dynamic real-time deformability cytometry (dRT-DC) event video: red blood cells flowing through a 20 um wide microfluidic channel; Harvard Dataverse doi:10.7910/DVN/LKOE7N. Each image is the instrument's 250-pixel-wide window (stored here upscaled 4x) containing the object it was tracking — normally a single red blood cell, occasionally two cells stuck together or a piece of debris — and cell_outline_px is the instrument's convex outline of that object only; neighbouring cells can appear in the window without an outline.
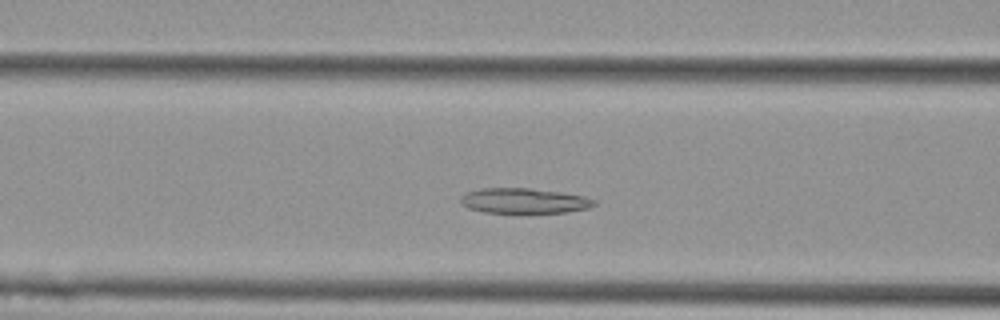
{"species": "Egyptian fruit bat (a non-hibernating species)", "species_latin": "Rousettus aegyptiacus", "temperature_condition": "cold", "stored_images_in_passage": 46, "camera_frame_rate_fps": 3000, "um_per_image_px": 0.085, "animal": {"sex": "female"}, "frame": {"image": 1, "passage_image": 14, "time_ms": 4.333, "image_size_px": [1000, 320], "cell_outline_px": [[596, 204], [588, 208], [564, 212], [528, 216], [516, 216], [484, 212], [468, 208], [460, 200], [460, 196], [468, 192], [480, 188], [532, 188], [560, 192], [584, 196], [596, 200]], "centroid_in_image_um": [44.54, 17.12], "position_along_channel_um": 122.1, "area_um2": 20.69}}
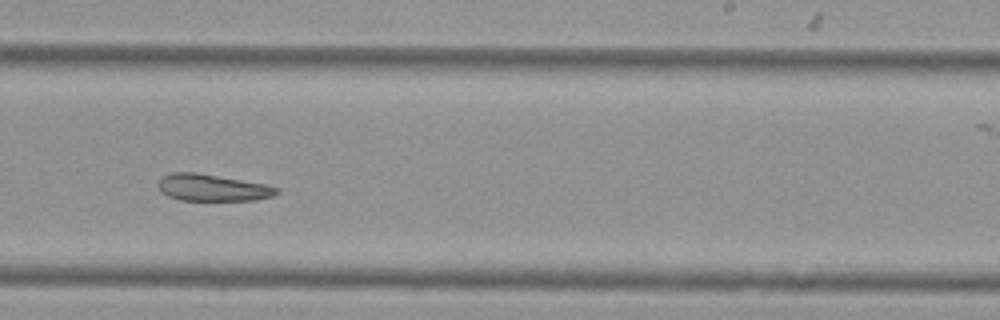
{"frame": {"image": 2, "passage_image": 26, "time_ms": 8.333, "image_size_px": [1000, 320], "cell_outline_px": [[280, 192], [272, 196], [256, 200], [180, 200], [168, 196], [160, 192], [156, 184], [164, 176], [172, 172], [196, 172], [268, 184], [280, 188]], "centroid_in_image_um": [18.08, 15.95], "position_along_channel_um": 270.9, "area_um2": 18.73}}
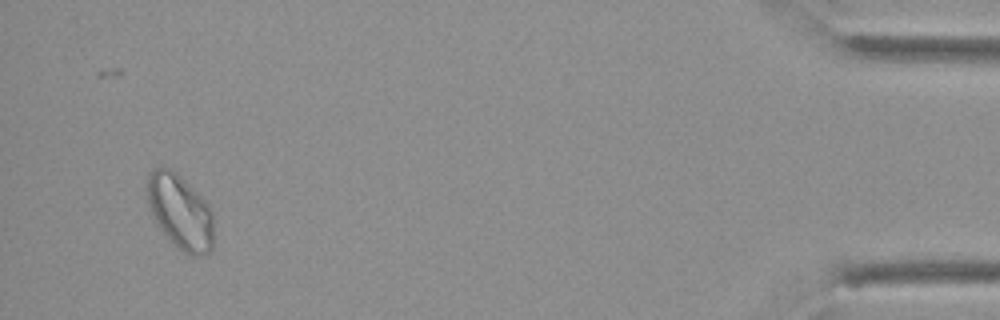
{"frame": {"image": 3, "passage_image": 44, "time_ms": 14.333, "image_size_px": [1000, 320], "cell_outline_px": [[212, 248], [208, 252], [196, 256], [188, 256], [156, 224], [152, 216], [148, 204], [148, 172], [152, 168], [168, 168], [176, 172], [208, 204], [212, 212]], "centroid_in_image_um": [15.3, 17.99], "position_along_channel_um": 419.9, "area_um2": 28.32}}